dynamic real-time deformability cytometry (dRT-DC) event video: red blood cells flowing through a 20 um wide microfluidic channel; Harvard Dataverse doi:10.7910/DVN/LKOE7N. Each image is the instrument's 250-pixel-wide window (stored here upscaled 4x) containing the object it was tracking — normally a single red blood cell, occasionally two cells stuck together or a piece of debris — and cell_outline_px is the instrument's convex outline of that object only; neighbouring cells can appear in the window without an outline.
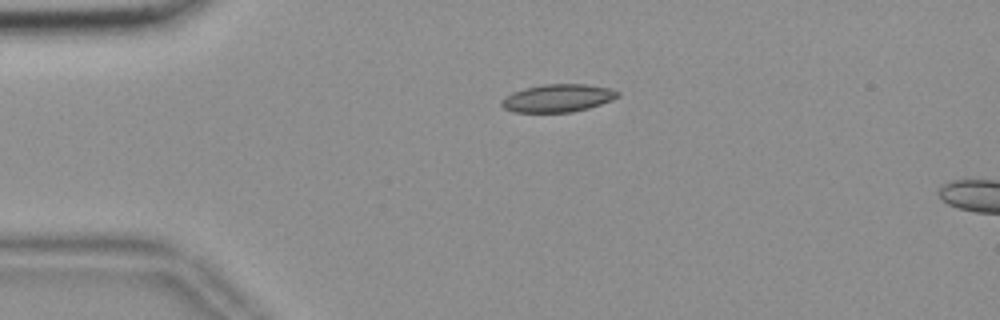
{"species": "common noctule bat (a hibernating species)", "species_latin": "Nyctalus noctula", "temperature_condition": "room temperature", "stored_images_in_passage": 5, "camera_frame_rate_fps": 3000, "um_per_image_px": 0.085, "animal": {"sex": "female", "body_mass_g": 18.4}, "frame": {"image": 1, "passage_image": 1, "time_ms": 0.0, "image_size_px": [1000, 320], "cell_outline_px": [[620, 96], [612, 100], [588, 108], [572, 112], [512, 112], [504, 108], [500, 104], [500, 100], [504, 96], [512, 92], [524, 88], [544, 84], [588, 84], [608, 88], [620, 92]], "centroid_in_image_um": [47.38, 8.34], "position_along_channel_um": 37.6, "area_um2": 18.96}}